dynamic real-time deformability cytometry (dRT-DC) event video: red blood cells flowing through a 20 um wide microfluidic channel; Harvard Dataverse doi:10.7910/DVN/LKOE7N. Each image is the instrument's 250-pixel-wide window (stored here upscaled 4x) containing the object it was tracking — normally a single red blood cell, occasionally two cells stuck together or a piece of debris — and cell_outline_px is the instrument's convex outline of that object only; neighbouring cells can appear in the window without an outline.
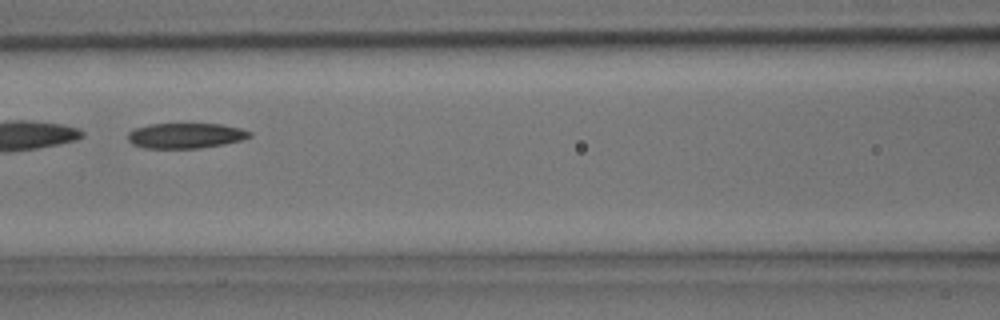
{"species": "common noctule bat (a hibernating species)", "species_latin": "Nyctalus noctula", "temperature_condition": "room temperature", "stored_images_in_passage": 7, "camera_frame_rate_fps": 3000, "um_per_image_px": 0.085, "animal": {"sex": "male", "body_mass_g": 15.6}, "frame": {"image": 1, "passage_image": 7, "time_ms": 2.0, "image_size_px": [1000, 320], "cell_outline_px": [[252, 136], [244, 140], [224, 144], [200, 148], [144, 148], [132, 144], [128, 140], [128, 132], [136, 128], [148, 124], [220, 124], [240, 128], [252, 132]], "centroid_in_image_um": [15.8, 11.53], "position_along_channel_um": 150.8, "area_um2": 18.03}}